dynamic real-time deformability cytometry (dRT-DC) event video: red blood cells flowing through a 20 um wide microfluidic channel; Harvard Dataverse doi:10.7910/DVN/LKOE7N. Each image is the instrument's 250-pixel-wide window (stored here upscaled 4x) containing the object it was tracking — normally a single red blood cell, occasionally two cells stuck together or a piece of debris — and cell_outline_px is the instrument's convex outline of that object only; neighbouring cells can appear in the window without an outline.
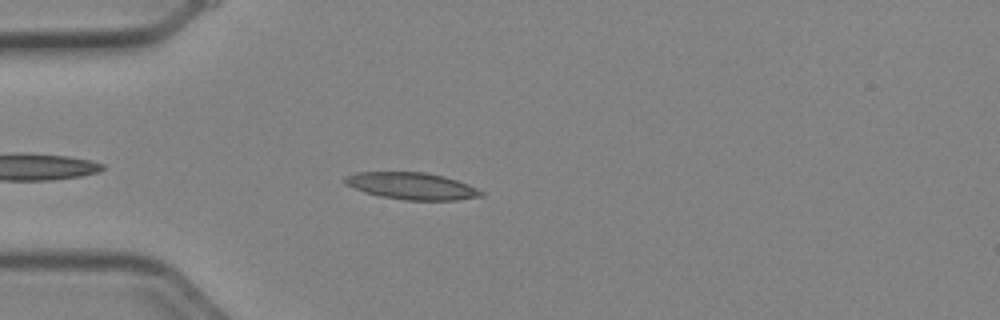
{"species": "Egyptian fruit bat (a non-hibernating species)", "species_latin": "Rousettus aegyptiacus", "temperature_condition": "cold", "stored_images_in_passage": 36, "camera_frame_rate_fps": 3000, "um_per_image_px": 0.085, "animal": {"sex": "female"}, "frame": {"image": 1, "passage_image": 5, "time_ms": 1.333, "image_size_px": [1000, 320], "cell_outline_px": [[484, 192], [480, 196], [456, 200], [404, 200], [380, 196], [344, 184], [344, 176], [356, 172], [424, 172], [444, 176], [468, 184]], "centroid_in_image_um": [34.99, 15.8], "position_along_channel_um": 50.0, "area_um2": 21.15}}
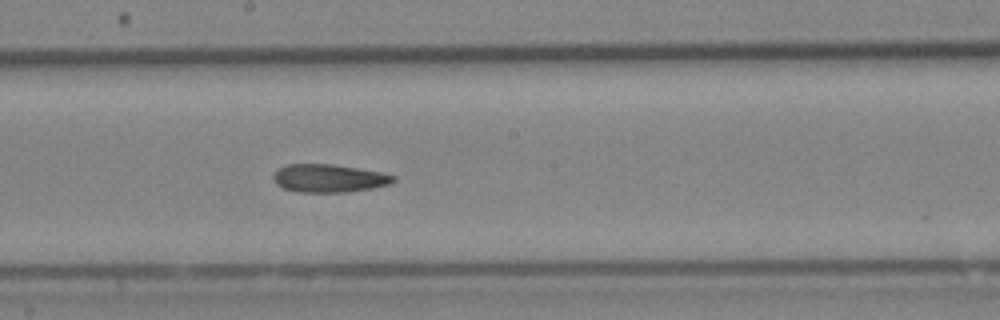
{"frame": {"image": 2, "passage_image": 19, "time_ms": 6.0, "image_size_px": [1000, 320], "cell_outline_px": [[396, 180], [388, 184], [372, 188], [348, 192], [300, 192], [284, 188], [276, 184], [272, 176], [280, 168], [288, 164], [332, 164], [380, 172], [396, 176]], "centroid_in_image_um": [27.96, 15.15], "position_along_channel_um": 220.2, "area_um2": 19.42}}
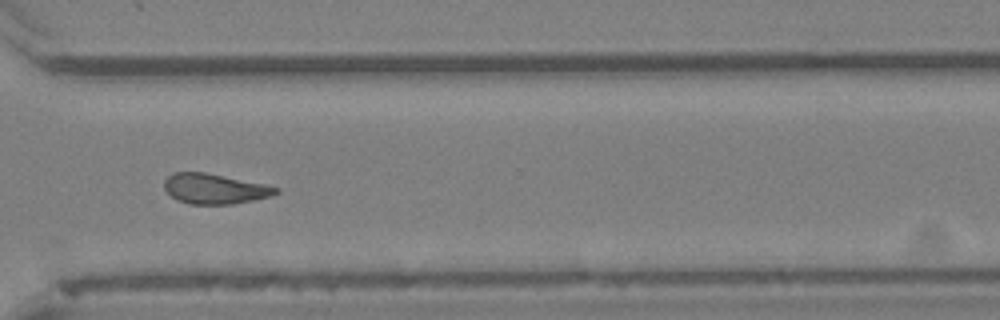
{"frame": {"image": 3, "passage_image": 29, "time_ms": 9.333, "image_size_px": [1000, 320], "cell_outline_px": [[280, 192], [272, 196], [232, 204], [192, 204], [176, 200], [164, 188], [164, 180], [172, 172], [204, 172], [264, 184], [280, 188]], "centroid_in_image_um": [18.24, 16.04], "position_along_channel_um": 352.4, "area_um2": 19.54}, "authors_computed_cell_mechanics": {"area_um2": 20.1722, "velocity_mm_per_s": 3.9419, "shape_relaxation_time_tau1_ms": 8.2838, "shape_relaxation_time_tau2_ms": 5.1576, "deformation_change_tau1": 0.1859, "deformation_change_tau2": 0.1541}}